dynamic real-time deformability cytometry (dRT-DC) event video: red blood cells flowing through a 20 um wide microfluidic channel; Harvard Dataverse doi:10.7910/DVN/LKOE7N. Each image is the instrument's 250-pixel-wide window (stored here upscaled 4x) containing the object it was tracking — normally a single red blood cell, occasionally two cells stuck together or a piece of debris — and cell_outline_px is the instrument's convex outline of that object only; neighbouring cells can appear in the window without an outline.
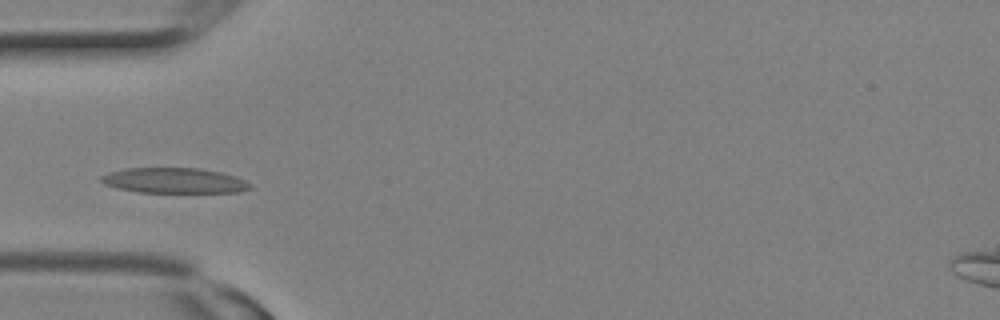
{"species": "Egyptian fruit bat (a non-hibernating species)", "species_latin": "Rousettus aegyptiacus", "temperature_condition": "room temperature", "stored_images_in_passage": 2, "camera_frame_rate_fps": 3000, "um_per_image_px": 0.085, "animal": {"sex": "female"}, "frame": {"image": 1, "passage_image": 2, "time_ms": 0.333, "image_size_px": [1000, 320], "cell_outline_px": [[252, 188], [236, 192], [140, 192], [116, 188], [104, 184], [100, 180], [100, 176], [108, 172], [124, 168], [200, 168], [220, 172], [244, 180], [252, 184]], "centroid_in_image_um": [14.76, 15.34], "position_along_channel_um": 70.2, "area_um2": 21.91}}